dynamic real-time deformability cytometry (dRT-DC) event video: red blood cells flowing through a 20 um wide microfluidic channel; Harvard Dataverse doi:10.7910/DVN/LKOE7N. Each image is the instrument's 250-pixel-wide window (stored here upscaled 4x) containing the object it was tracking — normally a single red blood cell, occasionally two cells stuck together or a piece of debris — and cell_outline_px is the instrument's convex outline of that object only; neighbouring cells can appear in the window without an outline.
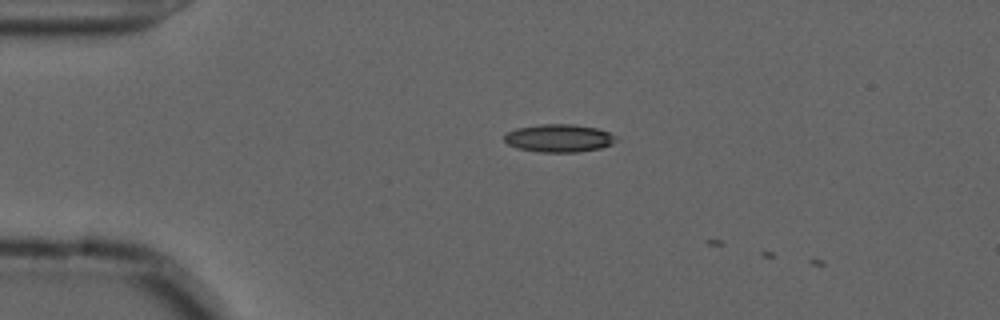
{"species": "common noctule bat (a hibernating species)", "species_latin": "Nyctalus noctula", "temperature_condition": "cold", "stored_images_in_passage": 8, "camera_frame_rate_fps": 3000, "um_per_image_px": 0.085, "animal": {"sex": "male", "forearm_length_mm": 52.5}, "frame": {"image": 1, "passage_image": 7, "time_ms": 2.0, "image_size_px": [1000, 320], "cell_outline_px": [[616, 140], [612, 144], [600, 148], [576, 152], [536, 152], [516, 148], [508, 144], [504, 140], [504, 136], [508, 132], [516, 128], [540, 124], [572, 124], [600, 128], [616, 136]], "centroid_in_image_um": [47.5, 11.74], "position_along_channel_um": 37.5, "area_um2": 18.26}}